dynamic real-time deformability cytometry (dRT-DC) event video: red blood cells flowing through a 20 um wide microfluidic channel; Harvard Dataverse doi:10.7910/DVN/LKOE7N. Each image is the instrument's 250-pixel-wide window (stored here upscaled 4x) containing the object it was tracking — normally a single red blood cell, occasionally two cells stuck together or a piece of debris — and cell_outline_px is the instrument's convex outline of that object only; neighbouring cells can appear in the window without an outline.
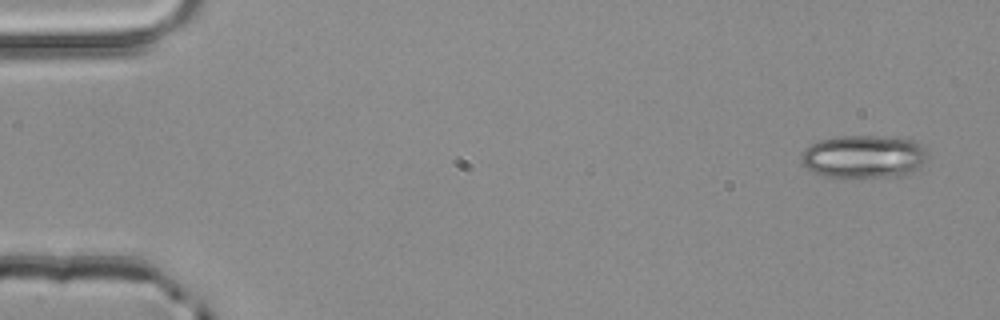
{"species": "common noctule bat (a hibernating species)", "species_latin": "Nyctalus noctula", "temperature_condition": "room temperature", "stored_images_in_passage": 4, "camera_frame_rate_fps": 3000, "um_per_image_px": 0.085, "animal": {"sex": "male", "body_mass_g": 20.4}, "frame": {"image": 1, "passage_image": 1, "time_ms": 0.0, "image_size_px": [1000, 320], "cell_outline_px": [[924, 160], [920, 168], [904, 176], [824, 176], [812, 172], [804, 164], [800, 156], [800, 152], [804, 148], [820, 140], [836, 136], [876, 136], [912, 140], [920, 144], [924, 148]], "centroid_in_image_um": [73.38, 13.3], "position_along_channel_um": 11.6, "area_um2": 31.21}}